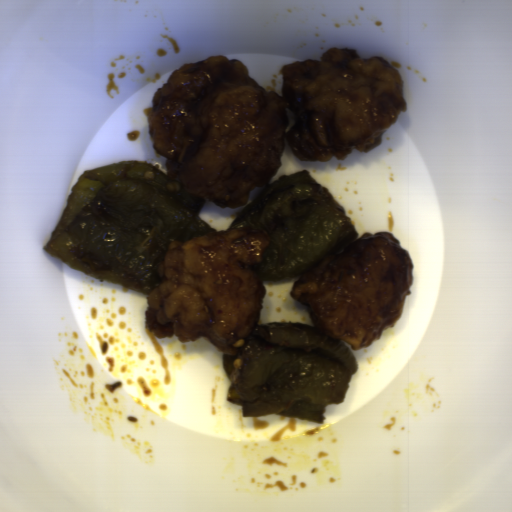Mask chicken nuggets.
I'll return each mask as SVG.
<instances>
[{
    "label": "chicken nuggets",
    "mask_w": 512,
    "mask_h": 512,
    "mask_svg": "<svg viewBox=\"0 0 512 512\" xmlns=\"http://www.w3.org/2000/svg\"><path fill=\"white\" fill-rule=\"evenodd\" d=\"M269 242L264 230L242 228L169 242L156 268L162 282L147 297L149 333L159 339L175 334L183 343L206 337L236 356L260 317L266 291L250 267Z\"/></svg>",
    "instance_id": "f4ed5422"
},
{
    "label": "chicken nuggets",
    "mask_w": 512,
    "mask_h": 512,
    "mask_svg": "<svg viewBox=\"0 0 512 512\" xmlns=\"http://www.w3.org/2000/svg\"><path fill=\"white\" fill-rule=\"evenodd\" d=\"M392 234L364 233L317 262L292 287L314 327L349 344L371 346L395 327L413 282V261Z\"/></svg>",
    "instance_id": "cc037f56"
},
{
    "label": "chicken nuggets",
    "mask_w": 512,
    "mask_h": 512,
    "mask_svg": "<svg viewBox=\"0 0 512 512\" xmlns=\"http://www.w3.org/2000/svg\"><path fill=\"white\" fill-rule=\"evenodd\" d=\"M283 86L267 91L242 61L215 55L176 70L147 113L166 177L191 196L221 207L246 205L282 165L285 132L294 157L344 160L369 153L406 112L399 71L380 56L329 48L320 60L280 69Z\"/></svg>",
    "instance_id": "90cb4de2"
}]
</instances>
